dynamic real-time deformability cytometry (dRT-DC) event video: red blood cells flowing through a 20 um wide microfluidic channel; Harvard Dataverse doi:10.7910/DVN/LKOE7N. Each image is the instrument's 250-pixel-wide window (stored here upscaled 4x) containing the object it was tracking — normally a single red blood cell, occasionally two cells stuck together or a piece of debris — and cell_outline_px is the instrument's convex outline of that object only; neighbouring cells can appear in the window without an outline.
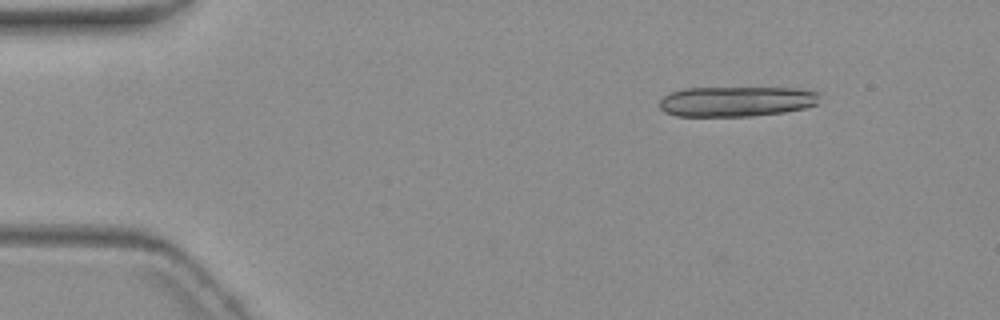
{"species": "common noctule bat (a hibernating species)", "species_latin": "Nyctalus noctula", "temperature_condition": "warm", "stored_images_in_passage": 5, "camera_frame_rate_fps": 3000, "um_per_image_px": 0.085, "animal": {"sex": "female", "body_mass_g": 19.3, "forearm_length_mm": 54.1}, "frame": {"image": 1, "passage_image": 2, "time_ms": 1.0, "image_size_px": [1000, 320], "cell_outline_px": [[820, 92], [816, 104], [804, 108], [784, 112], [752, 116], [676, 116], [664, 112], [660, 108], [660, 100], [664, 96], [672, 92], [684, 88], [796, 88]], "centroid_in_image_um": [62.58, 8.62], "position_along_channel_um": 22.4, "area_um2": 28.15}}